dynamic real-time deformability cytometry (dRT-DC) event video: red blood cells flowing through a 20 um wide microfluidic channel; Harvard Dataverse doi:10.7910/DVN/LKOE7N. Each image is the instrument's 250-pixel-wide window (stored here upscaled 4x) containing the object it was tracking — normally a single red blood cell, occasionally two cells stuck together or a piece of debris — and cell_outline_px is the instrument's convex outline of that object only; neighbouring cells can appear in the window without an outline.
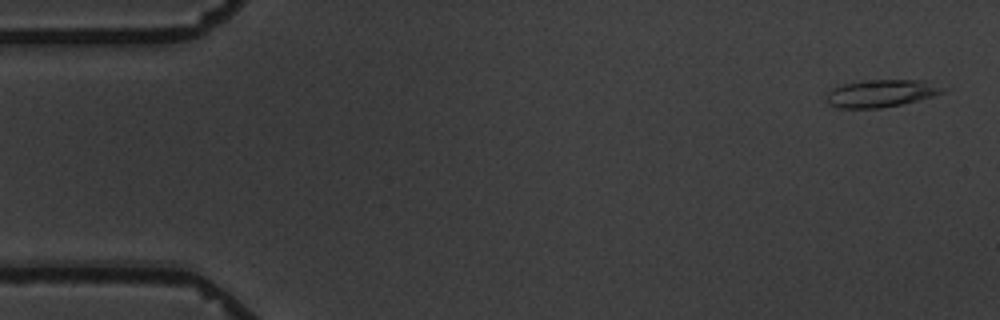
{"species": "common noctule bat (a hibernating species)", "species_latin": "Nyctalus noctula", "temperature_condition": "warm", "stored_images_in_passage": 4, "camera_frame_rate_fps": 3000, "um_per_image_px": 0.085, "animal": {"sex": "male", "body_mass_g": 19.5, "forearm_length_mm": 54.6}, "frame": {"image": 1, "passage_image": 1, "time_ms": 0.0, "image_size_px": [1000, 320], "cell_outline_px": [[944, 92], [932, 96], [900, 104], [880, 108], [840, 108], [824, 100], [828, 92], [832, 88], [844, 84], [864, 80], [924, 80], [940, 88]], "centroid_in_image_um": [74.81, 7.93], "position_along_channel_um": 10.2, "area_um2": 18.15}}